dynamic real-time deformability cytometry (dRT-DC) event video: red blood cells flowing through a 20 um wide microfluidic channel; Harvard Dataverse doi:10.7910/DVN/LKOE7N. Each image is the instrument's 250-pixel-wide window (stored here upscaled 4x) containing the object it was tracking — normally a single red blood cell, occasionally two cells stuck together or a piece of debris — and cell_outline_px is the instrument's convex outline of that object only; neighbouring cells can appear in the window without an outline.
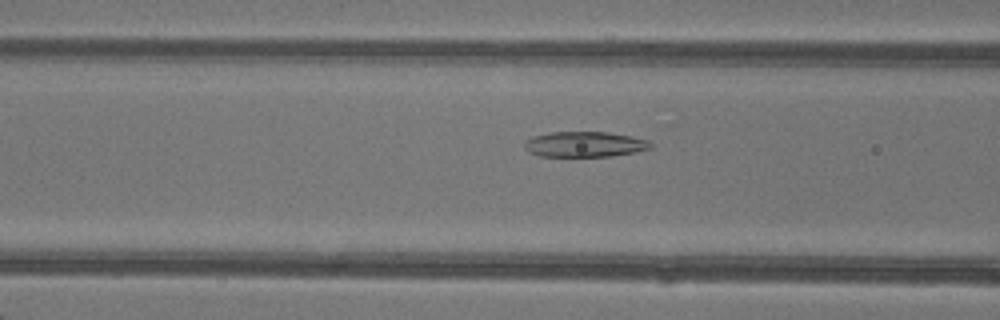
{"species": "common noctule bat (a hibernating species)", "species_latin": "Nyctalus noctula", "temperature_condition": "warm", "stored_images_in_passage": 49, "camera_frame_rate_fps": 3000, "um_per_image_px": 0.085, "animal": {"sex": "female"}, "frame": {"image": 1, "passage_image": 20, "time_ms": 6.333, "image_size_px": [1000, 320], "cell_outline_px": [[652, 148], [636, 152], [612, 156], [540, 156], [524, 148], [524, 140], [532, 136], [548, 132], [608, 132], [632, 136], [648, 140], [652, 144]], "centroid_in_image_um": [49.71, 12.25], "position_along_channel_um": 116.9, "area_um2": 18.79}}
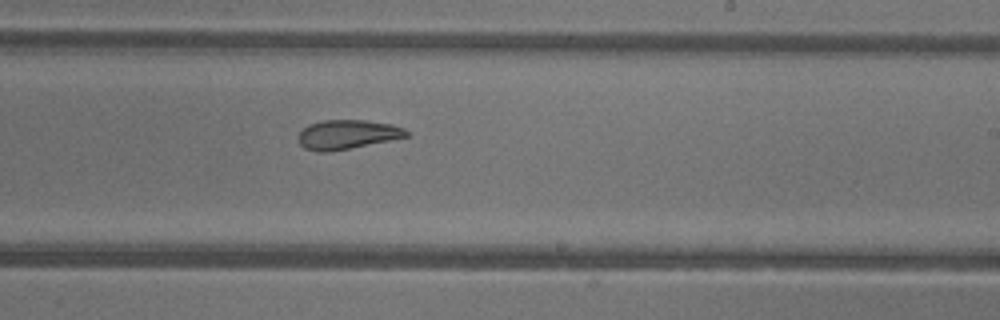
{"frame": {"image": 2, "passage_image": 30, "time_ms": 9.667, "image_size_px": [1000, 320], "cell_outline_px": [[408, 136], [328, 152], [320, 152], [304, 148], [300, 144], [296, 136], [308, 124], [320, 120], [364, 120], [392, 124], [404, 128], [408, 132]], "centroid_in_image_um": [29.46, 11.42], "position_along_channel_um": 259.5, "area_um2": 18.26}}
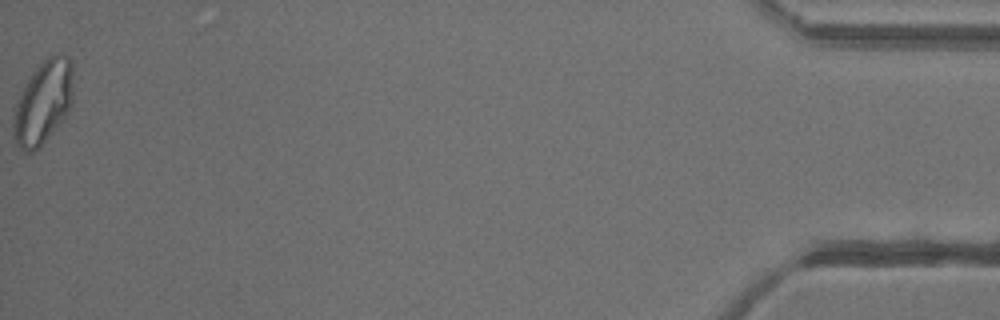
{"frame": {"image": 3, "passage_image": 49, "time_ms": 16.0, "image_size_px": [1000, 320], "cell_outline_px": [[72, 100], [68, 112], [44, 140], [32, 152], [24, 152], [16, 144], [12, 128], [12, 116], [16, 104], [28, 80], [36, 68], [48, 56], [56, 52], [68, 56], [72, 60]], "centroid_in_image_um": [3.67, 8.66], "position_along_channel_um": 431.5, "area_um2": 28.55}, "authors_computed_cell_mechanics": {"area_um2": 22.7732, "velocity_mm_per_s": 4.2751, "shape_relaxation_time_tau1_ms": null, "shape_relaxation_time_tau2_ms": 1.6853, "deformation_change_tau1": null, "deformation_change_tau2": 0.0764}}